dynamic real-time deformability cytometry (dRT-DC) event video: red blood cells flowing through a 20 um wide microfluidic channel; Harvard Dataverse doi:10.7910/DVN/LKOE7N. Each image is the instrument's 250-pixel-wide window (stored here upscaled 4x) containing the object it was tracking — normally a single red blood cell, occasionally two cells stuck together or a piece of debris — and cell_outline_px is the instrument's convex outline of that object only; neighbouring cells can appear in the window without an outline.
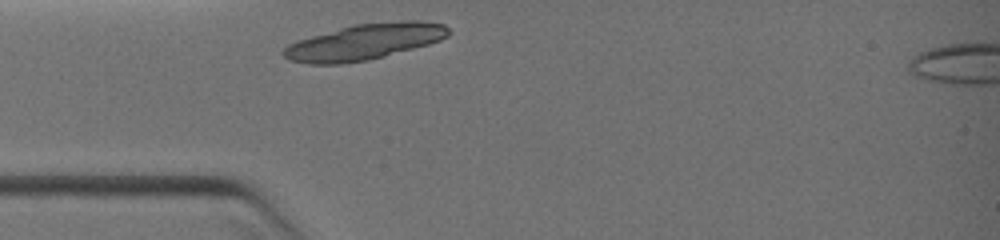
{"species": "common noctule bat (a hibernating species)", "species_latin": "Nyctalus noctula", "temperature_condition": "warm", "stored_images_in_passage": 3, "camera_frame_rate_fps": 3000, "um_per_image_px": 0.085, "animal": {"sex": "female", "body_mass_g": 19.0, "forearm_length_mm": 51.5}, "frame": {"image": 1, "passage_image": 1, "time_ms": 0.0, "image_size_px": [1000, 240], "cell_outline_px": [[452, 32], [448, 36], [440, 40], [428, 44], [384, 56], [368, 60], [340, 64], [308, 64], [288, 60], [280, 52], [288, 44], [296, 40], [352, 24], [404, 20], [424, 20], [444, 24]], "centroid_in_image_um": [30.97, 3.54], "position_along_channel_um": 54.0, "area_um2": 34.85}}